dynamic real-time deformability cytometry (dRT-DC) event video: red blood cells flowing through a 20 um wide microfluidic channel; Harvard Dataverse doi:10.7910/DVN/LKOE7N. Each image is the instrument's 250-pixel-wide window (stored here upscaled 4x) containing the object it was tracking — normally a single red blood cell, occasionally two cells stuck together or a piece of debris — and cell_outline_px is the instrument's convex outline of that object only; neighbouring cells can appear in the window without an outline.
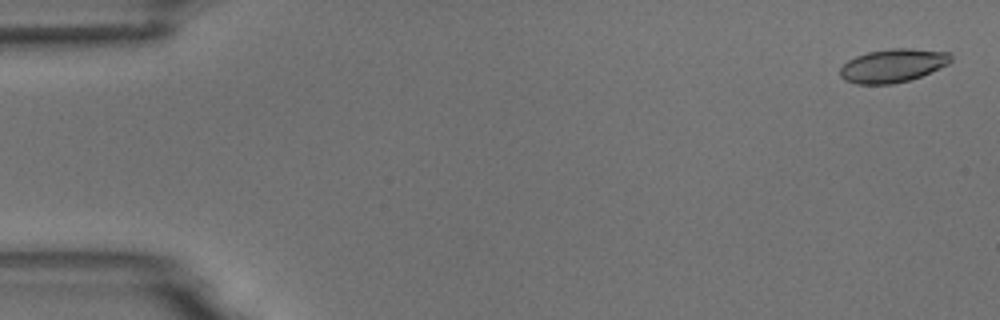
{"species": "common noctule bat (a hibernating species)", "species_latin": "Nyctalus noctula", "temperature_condition": "room temperature", "stored_images_in_passage": 5, "camera_frame_rate_fps": 3000, "um_per_image_px": 0.085, "animal": {"sex": "male", "body_mass_g": 18.8}, "frame": {"image": 1, "passage_image": 1, "time_ms": 0.0, "image_size_px": [1000, 320], "cell_outline_px": [[952, 60], [948, 64], [940, 68], [920, 76], [908, 80], [892, 84], [856, 84], [844, 80], [840, 76], [840, 68], [848, 60], [856, 56], [868, 52], [892, 48], [912, 48], [952, 52]], "centroid_in_image_um": [75.91, 5.56], "position_along_channel_um": 9.1, "area_um2": 21.68}}
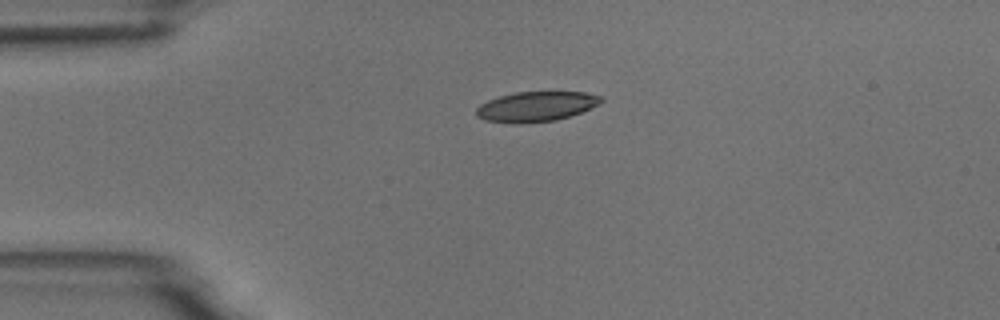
{"frame": {"image": 2, "passage_image": 4, "time_ms": 3.667, "image_size_px": [1000, 320], "cell_outline_px": [[604, 100], [600, 104], [580, 112], [556, 120], [520, 124], [516, 124], [484, 120], [476, 116], [476, 108], [480, 104], [488, 100], [500, 96], [516, 92], [584, 92], [600, 96]], "centroid_in_image_um": [45.54, 9.06], "position_along_channel_um": 39.5, "area_um2": 21.79}}